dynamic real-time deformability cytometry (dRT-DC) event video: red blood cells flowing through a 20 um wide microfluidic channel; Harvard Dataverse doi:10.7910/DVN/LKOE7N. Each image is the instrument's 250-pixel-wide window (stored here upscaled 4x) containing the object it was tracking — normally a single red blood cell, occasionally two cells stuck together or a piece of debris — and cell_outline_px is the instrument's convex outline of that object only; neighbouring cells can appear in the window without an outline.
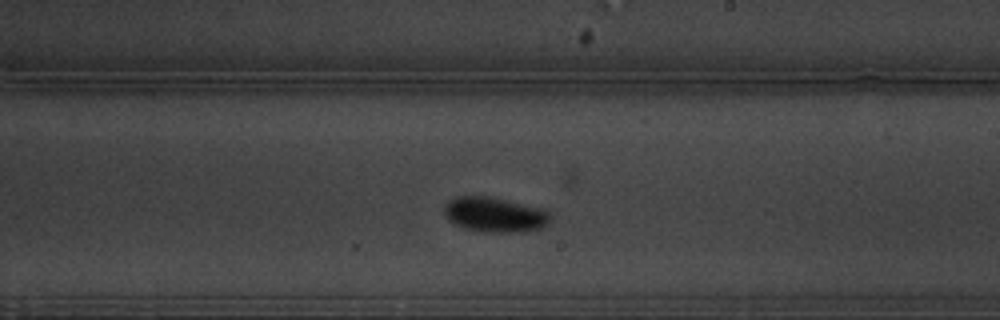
{"species": "common noctule bat (a hibernating species)", "species_latin": "Nyctalus noctula", "temperature_condition": "warm", "stored_images_in_passage": 42, "camera_frame_rate_fps": 3000, "um_per_image_px": 0.085, "animal": {"sex": "male", "body_mass_g": 19.5, "forearm_length_mm": 54.6}, "frame": {"image": 1, "passage_image": 17, "time_ms": 5.333, "image_size_px": [1000, 320], "cell_outline_px": [[552, 216], [548, 224], [540, 228], [524, 232], [484, 232], [464, 228], [448, 220], [444, 212], [444, 208], [456, 196], [488, 196], [540, 208], [548, 212]], "centroid_in_image_um": [42.07, 18.26], "position_along_channel_um": 246.9, "area_um2": 21.39}}
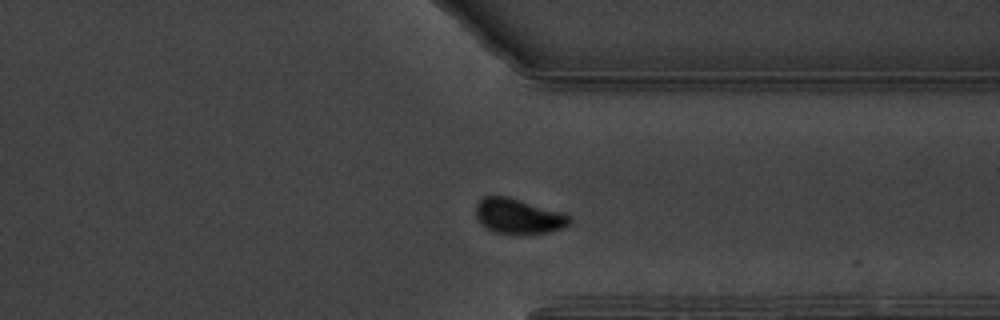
{"frame": {"image": 2, "passage_image": 28, "time_ms": 9.0, "image_size_px": [1000, 320], "cell_outline_px": [[572, 224], [564, 228], [548, 232], [492, 232], [484, 228], [480, 224], [476, 216], [476, 204], [484, 196], [508, 196], [564, 212], [572, 216]], "centroid_in_image_um": [44.1, 18.35], "position_along_channel_um": 367.3, "area_um2": 19.25}}
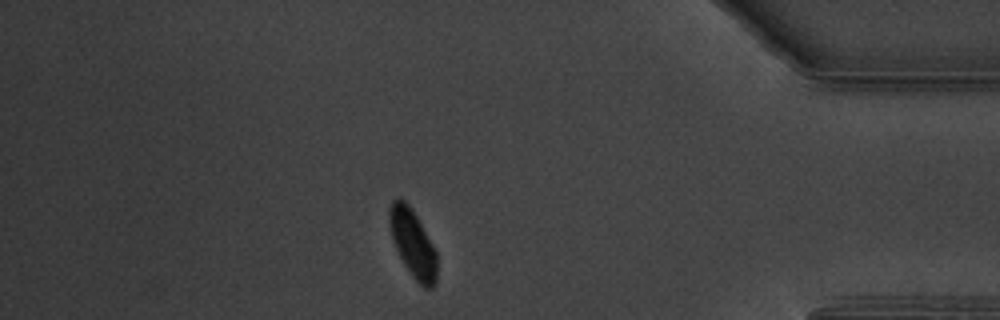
{"frame": {"image": 3, "passage_image": 34, "time_ms": 11.0, "image_size_px": [1000, 320], "cell_outline_px": [[436, 284], [432, 288], [424, 288], [412, 276], [404, 264], [392, 240], [388, 220], [388, 208], [392, 200], [404, 200], [412, 208], [432, 244], [436, 252]], "centroid_in_image_um": [35.07, 20.68], "position_along_channel_um": 400.1, "area_um2": 18.61}, "authors_computed_cell_mechanics": {"area_um2": 19.2763, "velocity_mm_per_s": 3.2735, "shape_relaxation_time_tau1_ms": 5.526, "shape_relaxation_time_tau2_ms": null, "deformation_change_tau1": 0.147, "deformation_change_tau2": null}}